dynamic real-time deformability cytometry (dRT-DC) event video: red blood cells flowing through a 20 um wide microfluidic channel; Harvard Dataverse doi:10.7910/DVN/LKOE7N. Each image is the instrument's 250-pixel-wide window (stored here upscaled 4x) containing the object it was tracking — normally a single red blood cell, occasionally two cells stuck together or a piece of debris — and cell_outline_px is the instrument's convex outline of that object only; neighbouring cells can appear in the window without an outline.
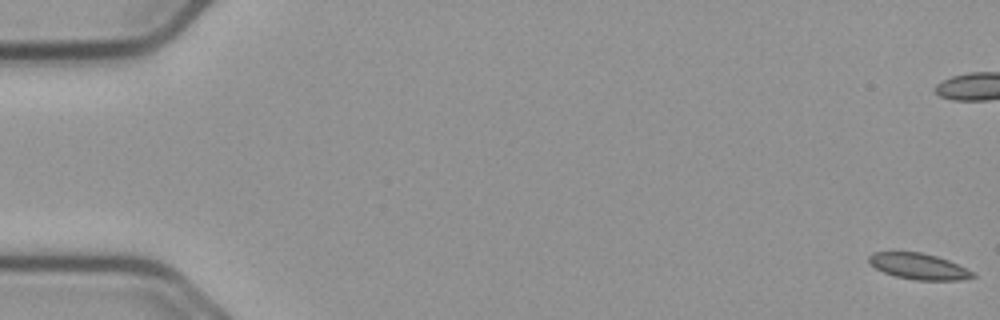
{"species": "common noctule bat (a hibernating species)", "species_latin": "Nyctalus noctula", "temperature_condition": "cold", "stored_images_in_passage": 58, "camera_frame_rate_fps": 3000, "um_per_image_px": 0.085, "animal": {"sex": "male", "body_mass_g": 23.1, "forearm_length_mm": 52.7}, "frame": {"image": 1, "passage_image": 1, "time_ms": 0.0, "image_size_px": [1000, 320], "cell_outline_px": [[976, 276], [960, 280], [916, 280], [896, 276], [884, 272], [876, 268], [868, 260], [868, 256], [872, 252], [920, 252], [936, 256], [948, 260], [976, 272]], "centroid_in_image_um": [78.12, 22.64], "position_along_channel_um": 6.9, "area_um2": 15.66}}
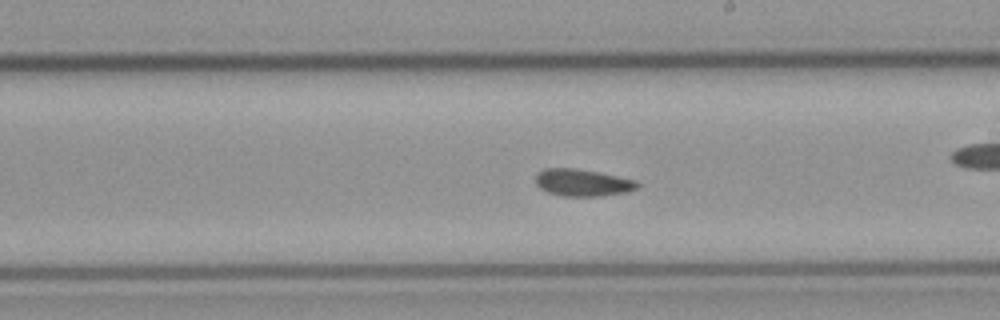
{"frame": {"image": 2, "passage_image": 33, "time_ms": 10.667, "image_size_px": [1000, 320], "cell_outline_px": [[640, 188], [628, 192], [600, 196], [564, 196], [548, 192], [540, 188], [536, 184], [536, 172], [544, 168], [576, 168], [600, 172], [636, 180], [640, 184]], "centroid_in_image_um": [49.55, 15.52], "position_along_channel_um": 239.5, "area_um2": 16.3}}
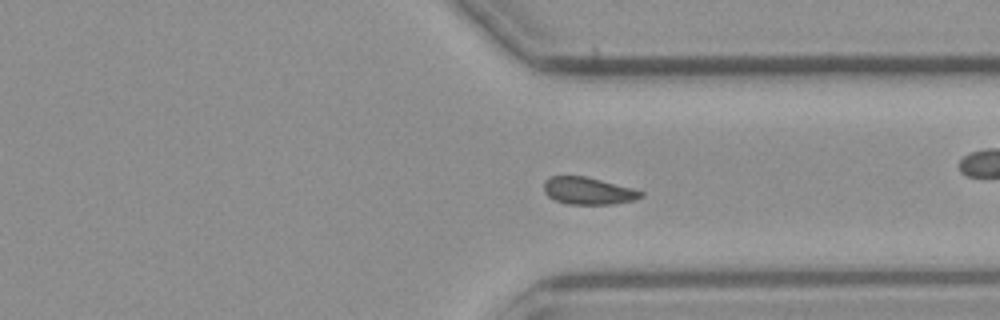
{"frame": {"image": 3, "passage_image": 43, "time_ms": 14.0, "image_size_px": [1000, 320], "cell_outline_px": [[644, 196], [632, 200], [612, 204], [568, 204], [556, 200], [548, 196], [544, 192], [544, 180], [548, 176], [584, 176], [632, 188], [644, 192]], "centroid_in_image_um": [49.96, 16.22], "position_along_channel_um": 361.4, "area_um2": 15.26}, "authors_computed_cell_mechanics": {"area_um2": 15.8661, "velocity_mm_per_s": 3.664, "shape_relaxation_time_tau1_ms": null, "shape_relaxation_time_tau2_ms": 3.0737, "deformation_change_tau1": null, "deformation_change_tau2": 0.0662}}